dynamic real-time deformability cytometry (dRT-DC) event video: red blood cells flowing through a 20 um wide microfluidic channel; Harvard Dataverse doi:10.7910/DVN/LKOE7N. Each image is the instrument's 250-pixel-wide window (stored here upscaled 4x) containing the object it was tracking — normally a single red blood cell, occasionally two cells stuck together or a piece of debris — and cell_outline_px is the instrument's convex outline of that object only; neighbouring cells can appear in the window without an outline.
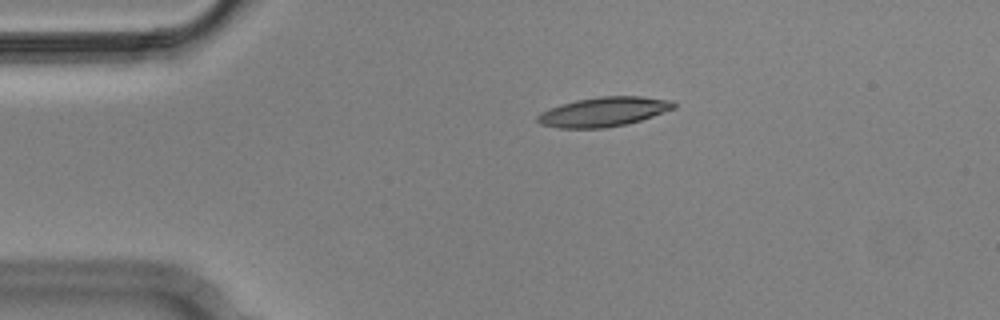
{"species": "Egyptian fruit bat (a non-hibernating species)", "species_latin": "Rousettus aegyptiacus", "temperature_condition": "cold", "stored_images_in_passage": 4, "camera_frame_rate_fps": 3000, "um_per_image_px": 0.085, "animal": {"sex": "male"}, "frame": {"image": 1, "passage_image": 3, "time_ms": 0.667, "image_size_px": [1000, 320], "cell_outline_px": [[676, 108], [628, 124], [604, 128], [556, 128], [540, 124], [536, 120], [536, 116], [540, 112], [576, 100], [600, 96], [640, 96], [672, 100], [676, 104]], "centroid_in_image_um": [51.32, 9.51], "position_along_channel_um": 33.7, "area_um2": 23.35}}